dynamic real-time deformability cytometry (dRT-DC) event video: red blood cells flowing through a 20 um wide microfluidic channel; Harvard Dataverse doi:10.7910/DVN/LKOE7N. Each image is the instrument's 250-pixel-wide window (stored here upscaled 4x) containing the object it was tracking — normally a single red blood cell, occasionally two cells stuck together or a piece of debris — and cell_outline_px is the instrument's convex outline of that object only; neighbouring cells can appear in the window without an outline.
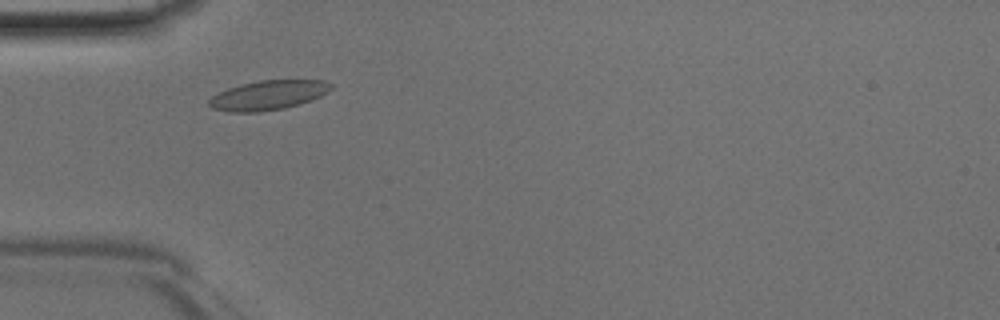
{"species": "Egyptian fruit bat (a non-hibernating species)", "species_latin": "Rousettus aegyptiacus", "temperature_condition": "room temperature", "stored_images_in_passage": 38, "camera_frame_rate_fps": 3000, "um_per_image_px": 0.085, "animal": {"sex": "male"}, "frame": {"image": 1, "passage_image": 6, "time_ms": 1.667, "image_size_px": [1000, 320], "cell_outline_px": [[332, 88], [328, 92], [320, 96], [300, 104], [284, 108], [256, 112], [228, 112], [212, 108], [208, 104], [208, 100], [212, 96], [228, 88], [240, 84], [260, 80], [324, 80], [332, 84]], "centroid_in_image_um": [22.79, 8.09], "position_along_channel_um": 62.2, "area_um2": 20.92}}
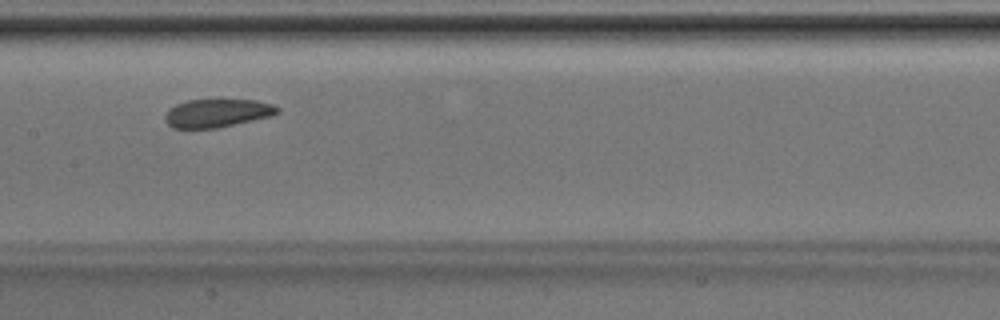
{"frame": {"image": 2, "passage_image": 15, "time_ms": 4.667, "image_size_px": [1000, 320], "cell_outline_px": [[280, 112], [272, 116], [216, 128], [172, 128], [164, 120], [164, 116], [168, 108], [176, 104], [188, 100], [256, 100], [272, 104], [280, 108]], "centroid_in_image_um": [18.45, 9.61], "position_along_channel_um": 189.0, "area_um2": 18.55}}
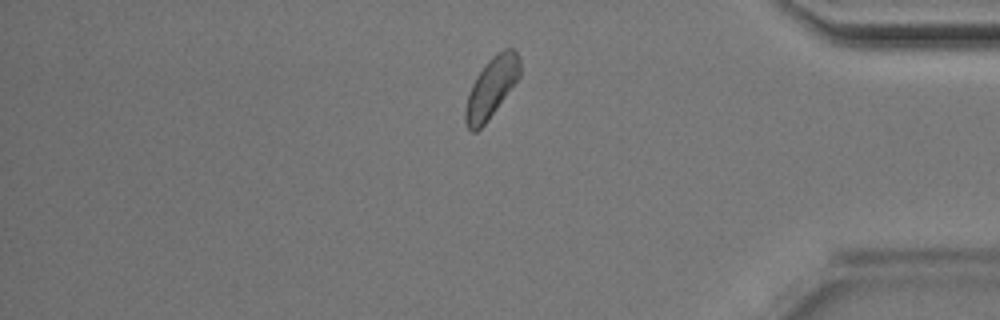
{"frame": {"image": 3, "passage_image": 31, "time_ms": 10.0, "image_size_px": [1000, 320], "cell_outline_px": [[520, 76], [484, 124], [476, 132], [472, 132], [468, 128], [464, 120], [464, 108], [472, 84], [476, 76], [484, 64], [496, 52], [504, 48], [512, 48], [520, 56]], "centroid_in_image_um": [41.75, 7.41], "position_along_channel_um": 393.4, "area_um2": 18.96}}